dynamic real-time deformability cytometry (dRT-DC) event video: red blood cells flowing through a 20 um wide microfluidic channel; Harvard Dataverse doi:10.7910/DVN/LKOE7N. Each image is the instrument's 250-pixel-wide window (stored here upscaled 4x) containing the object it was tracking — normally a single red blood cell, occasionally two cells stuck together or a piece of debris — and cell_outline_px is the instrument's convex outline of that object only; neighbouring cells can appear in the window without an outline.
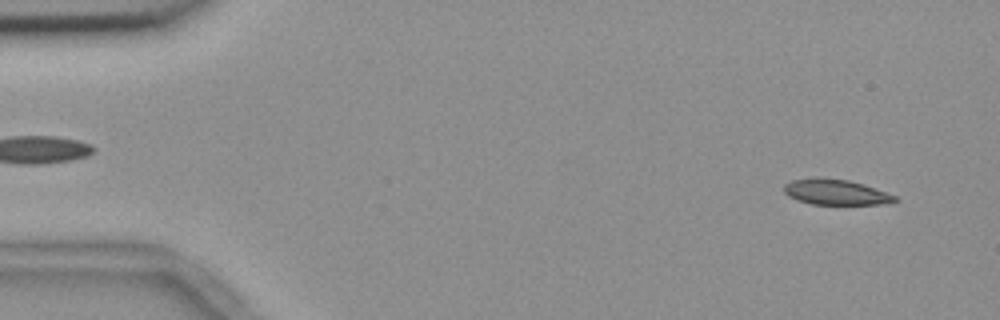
{"species": "common noctule bat (a hibernating species)", "species_latin": "Nyctalus noctula", "temperature_condition": "room temperature", "stored_images_in_passage": 54, "camera_frame_rate_fps": 3000, "um_per_image_px": 0.085, "animal": {"sex": "female", "body_mass_g": 18.4}, "frame": {"image": 1, "passage_image": 3, "time_ms": 0.667, "image_size_px": [1000, 320], "cell_outline_px": [[900, 200], [880, 204], [812, 204], [796, 200], [788, 196], [784, 192], [784, 184], [792, 180], [848, 180], [864, 184], [896, 196]], "centroid_in_image_um": [71.07, 16.37], "position_along_channel_um": 13.9, "area_um2": 15.78}}
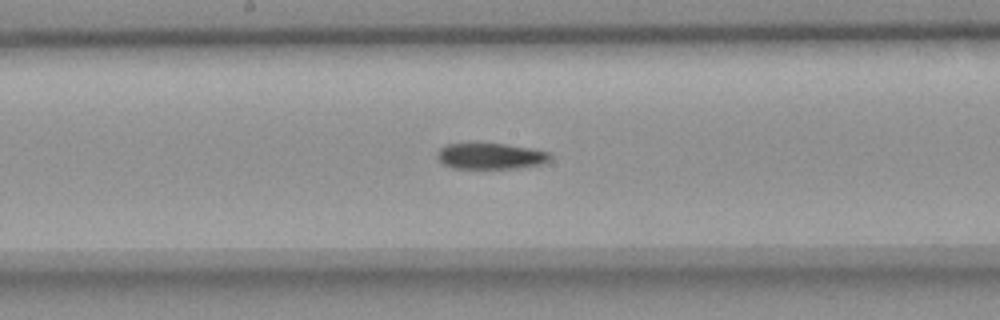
{"frame": {"image": 2, "passage_image": 28, "time_ms": 9.0, "image_size_px": [1000, 320], "cell_outline_px": [[552, 160], [540, 164], [516, 168], [452, 168], [444, 164], [436, 156], [440, 148], [448, 144], [468, 140], [480, 140], [532, 148], [552, 152]], "centroid_in_image_um": [41.69, 13.2], "position_along_channel_um": 206.5, "area_um2": 18.09}}
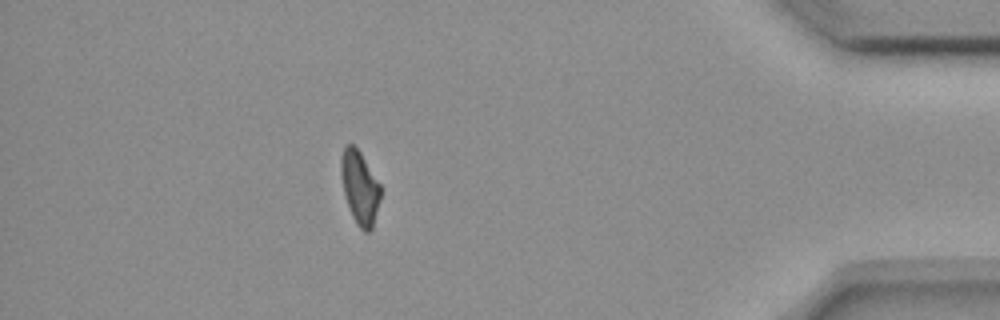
{"frame": {"image": 3, "passage_image": 48, "time_ms": 15.667, "image_size_px": [1000, 320], "cell_outline_px": [[380, 200], [372, 228], [368, 232], [364, 232], [356, 224], [352, 216], [344, 196], [340, 172], [340, 156], [344, 148], [348, 144], [352, 144], [360, 152], [380, 184]], "centroid_in_image_um": [30.56, 15.95], "position_along_channel_um": 404.6, "area_um2": 16.88}}